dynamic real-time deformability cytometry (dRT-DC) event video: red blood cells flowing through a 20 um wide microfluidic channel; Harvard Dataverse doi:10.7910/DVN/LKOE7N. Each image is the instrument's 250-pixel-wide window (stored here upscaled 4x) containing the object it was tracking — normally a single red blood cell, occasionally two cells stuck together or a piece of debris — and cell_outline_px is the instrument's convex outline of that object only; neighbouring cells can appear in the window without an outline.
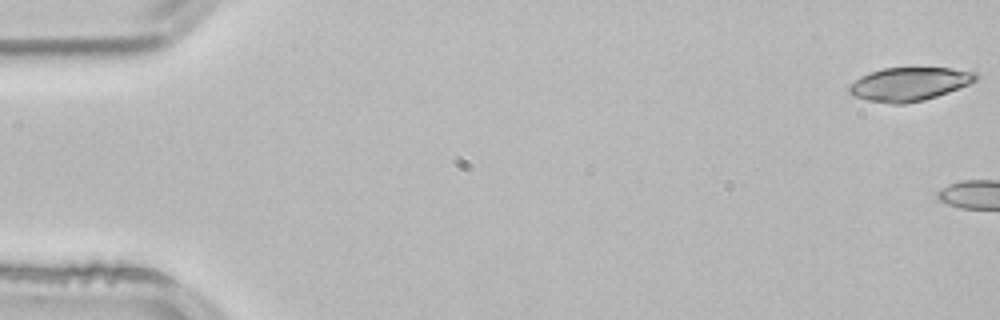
{"species": "common noctule bat (a hibernating species)", "species_latin": "Nyctalus noctula", "temperature_condition": "room temperature", "stored_images_in_passage": 5, "camera_frame_rate_fps": 3000, "um_per_image_px": 0.085, "animal": {"sex": "male", "body_mass_g": 21.5, "forearm_length_mm": 52.0}, "frame": {"image": 1, "passage_image": 1, "time_ms": 0.0, "image_size_px": [1000, 320], "cell_outline_px": [[980, 76], [976, 80], [968, 84], [948, 92], [924, 100], [904, 104], [892, 104], [868, 100], [852, 96], [848, 92], [848, 84], [860, 76], [884, 68], [948, 68], [976, 72]], "centroid_in_image_um": [77.25, 7.15], "position_along_channel_um": 7.7, "area_um2": 24.68}}
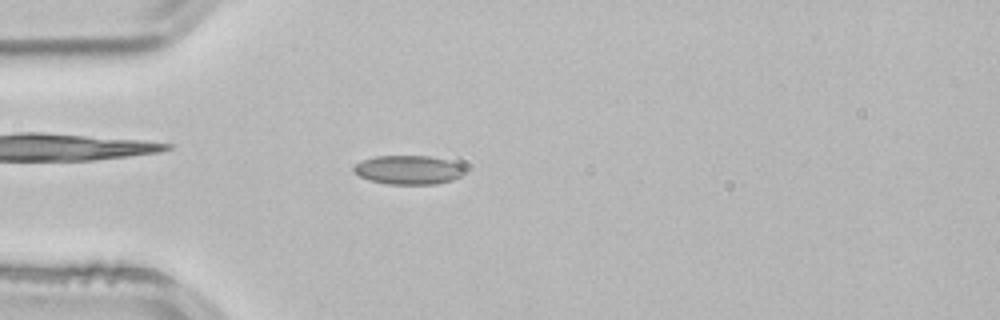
{"frame": {"image": 2, "passage_image": 5, "time_ms": 1.333, "image_size_px": [1000, 320], "cell_outline_px": [[464, 172], [460, 176], [452, 180], [436, 184], [388, 184], [368, 180], [352, 172], [352, 168], [360, 160], [376, 156], [428, 156], [448, 160], [460, 164], [464, 168]], "centroid_in_image_um": [34.67, 14.44], "position_along_channel_um": 50.3, "area_um2": 18.79}}